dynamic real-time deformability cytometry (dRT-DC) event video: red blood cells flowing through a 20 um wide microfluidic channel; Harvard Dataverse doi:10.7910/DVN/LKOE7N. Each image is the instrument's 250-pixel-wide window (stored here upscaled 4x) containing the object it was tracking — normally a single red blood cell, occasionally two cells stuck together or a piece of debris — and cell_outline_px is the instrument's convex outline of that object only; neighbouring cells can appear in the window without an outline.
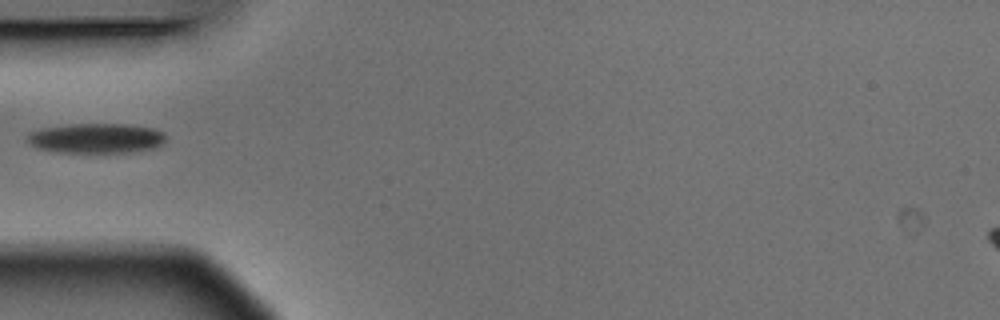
{"species": "Egyptian fruit bat (a non-hibernating species)", "species_latin": "Rousettus aegyptiacus", "temperature_condition": "warm", "stored_images_in_passage": 4, "camera_frame_rate_fps": 3000, "um_per_image_px": 0.085, "animal": {"sex": "male"}, "frame": {"image": 1, "passage_image": 3, "time_ms": 0.667, "image_size_px": [1000, 320], "cell_outline_px": [[164, 144], [160, 148], [136, 152], [56, 152], [36, 148], [28, 144], [28, 136], [32, 132], [44, 128], [72, 124], [128, 124], [152, 128], [164, 132]], "centroid_in_image_um": [8.25, 11.76], "position_along_channel_um": 76.8, "area_um2": 24.28}}
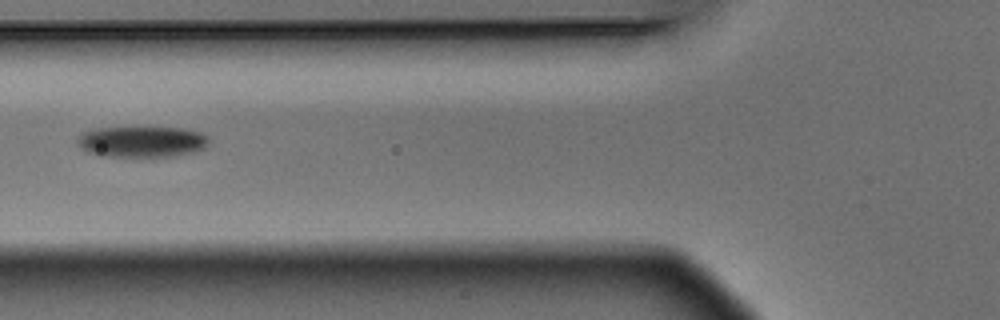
{"frame": {"image": 2, "passage_image": 4, "time_ms": 1.0, "image_size_px": [1000, 320], "cell_outline_px": [[208, 144], [204, 148], [192, 152], [176, 156], [112, 156], [88, 152], [80, 148], [76, 144], [76, 140], [84, 132], [96, 128], [184, 128], [204, 132], [208, 136]], "centroid_in_image_um": [12.1, 12.03], "position_along_channel_um": 113.7, "area_um2": 23.58}}